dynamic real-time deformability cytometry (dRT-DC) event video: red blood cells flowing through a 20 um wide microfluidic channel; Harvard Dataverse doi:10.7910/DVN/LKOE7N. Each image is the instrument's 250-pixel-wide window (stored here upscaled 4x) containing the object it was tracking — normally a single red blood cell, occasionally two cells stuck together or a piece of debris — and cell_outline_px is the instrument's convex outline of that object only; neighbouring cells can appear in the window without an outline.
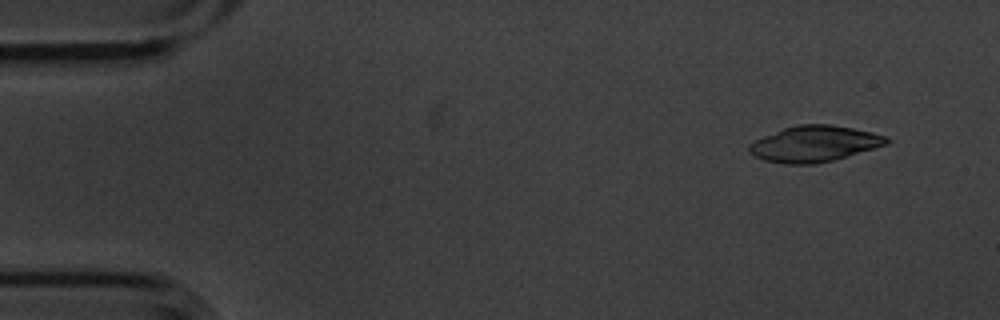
{"species": "common noctule bat (a hibernating species)", "species_latin": "Nyctalus noctula", "temperature_condition": "cold", "stored_images_in_passage": 4, "camera_frame_rate_fps": 3000, "um_per_image_px": 0.085, "animal": {"sex": "male", "body_mass_g": 20.1, "forearm_length_mm": 53.5}, "frame": {"image": 1, "passage_image": 1, "time_ms": 0.0, "image_size_px": [1000, 320], "cell_outline_px": [[892, 140], [888, 144], [832, 160], [816, 164], [784, 164], [764, 160], [748, 152], [748, 144], [764, 136], [784, 128], [800, 124], [832, 124], [872, 132], [888, 136]], "centroid_in_image_um": [69.24, 12.22], "position_along_channel_um": 15.8, "area_um2": 28.73}}